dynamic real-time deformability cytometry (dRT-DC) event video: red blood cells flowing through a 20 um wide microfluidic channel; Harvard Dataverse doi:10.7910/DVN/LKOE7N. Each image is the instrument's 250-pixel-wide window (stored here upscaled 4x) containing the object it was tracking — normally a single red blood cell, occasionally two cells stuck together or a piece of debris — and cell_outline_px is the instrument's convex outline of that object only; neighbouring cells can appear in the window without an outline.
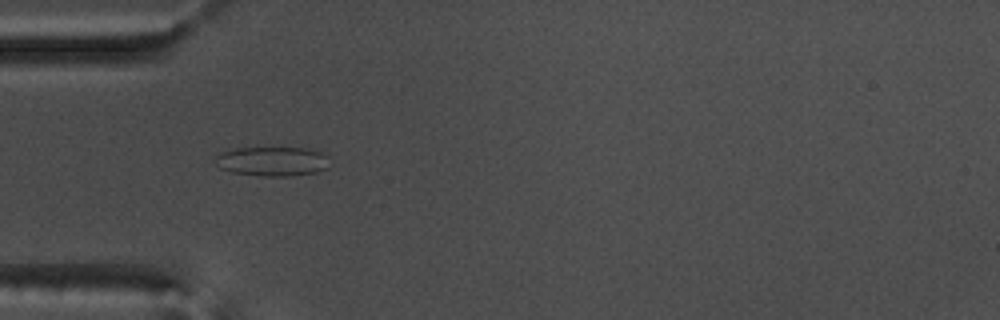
{"species": "common noctule bat (a hibernating species)", "species_latin": "Nyctalus noctula", "temperature_condition": "warm", "stored_images_in_passage": 43, "camera_frame_rate_fps": 3000, "um_per_image_px": 0.085, "animal": {"sex": "male", "body_mass_g": 17.5, "forearm_length_mm": 52.3}, "frame": {"image": 1, "passage_image": 5, "time_ms": 1.333, "image_size_px": [1000, 320], "cell_outline_px": [[328, 168], [316, 172], [292, 176], [260, 176], [232, 172], [220, 168], [216, 164], [216, 156], [220, 152], [236, 148], [308, 148], [324, 152]], "centroid_in_image_um": [23.14, 13.71], "position_along_channel_um": 61.9, "area_um2": 19.59}}
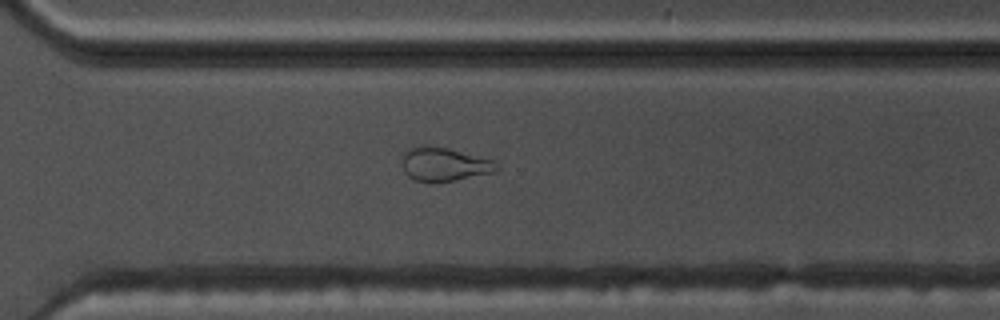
{"frame": {"image": 2, "passage_image": 27, "time_ms": 8.667, "image_size_px": [1000, 320], "cell_outline_px": [[500, 168], [496, 172], [436, 184], [416, 180], [408, 176], [404, 172], [400, 160], [404, 152], [408, 148], [424, 144], [432, 144], [448, 148], [492, 160]], "centroid_in_image_um": [37.7, 13.96], "position_along_channel_um": 332.9, "area_um2": 19.13}}
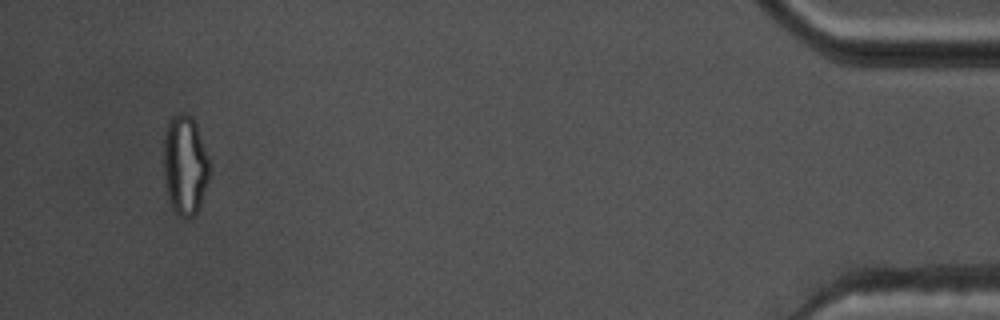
{"frame": {"image": 3, "passage_image": 40, "time_ms": 13.0, "image_size_px": [1000, 320], "cell_outline_px": [[208, 180], [200, 208], [192, 216], [180, 216], [172, 208], [168, 196], [164, 180], [164, 132], [168, 120], [172, 116], [180, 112], [184, 112], [192, 116], [196, 124], [208, 160]], "centroid_in_image_um": [15.7, 14.0], "position_along_channel_um": 419.5, "area_um2": 26.47}, "authors_computed_cell_mechanics": {"area_um2": 19.1896, "velocity_mm_per_s": 3.7282, "shape_relaxation_time_tau1_ms": null, "shape_relaxation_time_tau2_ms": 1.6078, "deformation_change_tau1": null, "deformation_change_tau2": 0.0937}}